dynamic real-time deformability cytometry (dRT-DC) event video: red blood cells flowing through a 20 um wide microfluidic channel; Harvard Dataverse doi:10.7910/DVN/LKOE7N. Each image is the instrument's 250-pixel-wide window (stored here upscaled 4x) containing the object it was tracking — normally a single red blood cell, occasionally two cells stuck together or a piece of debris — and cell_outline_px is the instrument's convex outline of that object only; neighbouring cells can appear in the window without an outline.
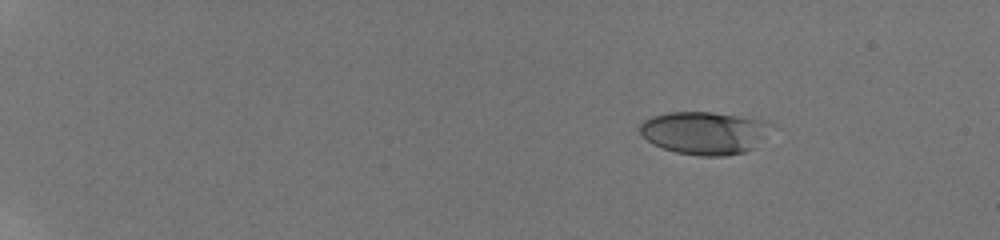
{"species": "human", "species_latin": "Homo sapiens", "temperature_condition": "room temperature", "stored_images_in_passage": 51, "camera_frame_rate_fps": 3000, "um_per_image_px": 0.085, "donor": {"sex": "male"}, "frame": {"image": 1, "passage_image": 1, "time_ms": 0.0, "image_size_px": [1000, 240], "cell_outline_px": [[780, 128], [752, 148], [744, 152], [724, 156], [700, 156], [676, 152], [652, 144], [640, 132], [640, 124], [644, 120], [652, 116], [668, 112], [712, 112], [740, 116], [764, 120]], "centroid_in_image_um": [59.98, 11.28], "position_along_channel_um": 25.0, "area_um2": 33.23}}
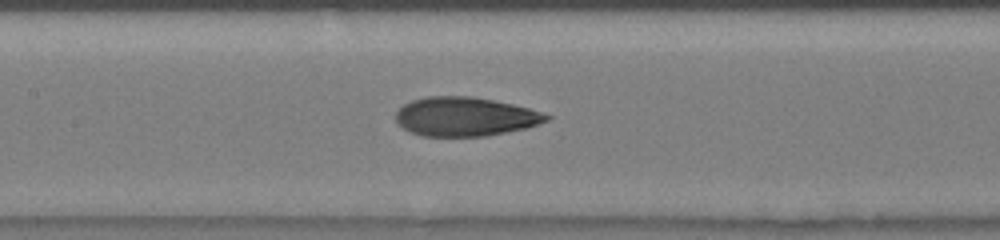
{"frame": {"image": 2, "passage_image": 18, "time_ms": 7.333, "image_size_px": [1000, 240], "cell_outline_px": [[552, 116], [548, 120], [528, 128], [484, 136], [424, 136], [408, 132], [396, 124], [396, 112], [404, 104], [412, 100], [428, 96], [468, 96], [492, 100], [512, 104], [544, 112]], "centroid_in_image_um": [39.52, 9.92], "position_along_channel_um": 167.9, "area_um2": 34.33}}
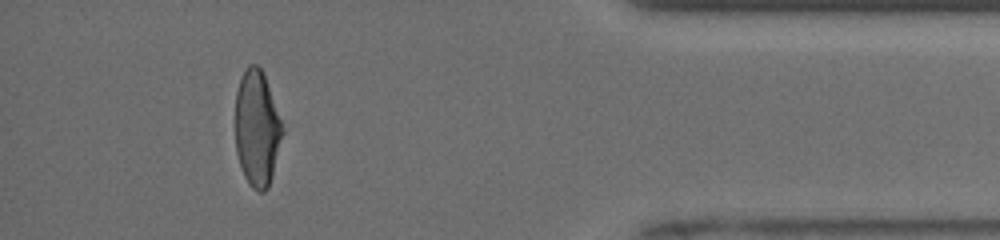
{"frame": {"image": 3, "passage_image": 46, "time_ms": 14.333, "image_size_px": [1000, 240], "cell_outline_px": [[284, 132], [272, 176], [268, 188], [264, 192], [256, 192], [248, 184], [244, 176], [236, 152], [236, 92], [240, 76], [248, 64], [256, 64], [264, 72]], "centroid_in_image_um": [21.84, 10.92], "position_along_channel_um": 413.4, "area_um2": 31.91}, "authors_computed_cell_mechanics": {"area_um2": 33.813, "velocity_mm_per_s": 3.9625, "shape_relaxation_time_tau1_ms": 7.199, "shape_relaxation_time_tau2_ms": 1.0336, "deformation_change_tau1": 0.1988, "deformation_change_tau2": 0.0761}}